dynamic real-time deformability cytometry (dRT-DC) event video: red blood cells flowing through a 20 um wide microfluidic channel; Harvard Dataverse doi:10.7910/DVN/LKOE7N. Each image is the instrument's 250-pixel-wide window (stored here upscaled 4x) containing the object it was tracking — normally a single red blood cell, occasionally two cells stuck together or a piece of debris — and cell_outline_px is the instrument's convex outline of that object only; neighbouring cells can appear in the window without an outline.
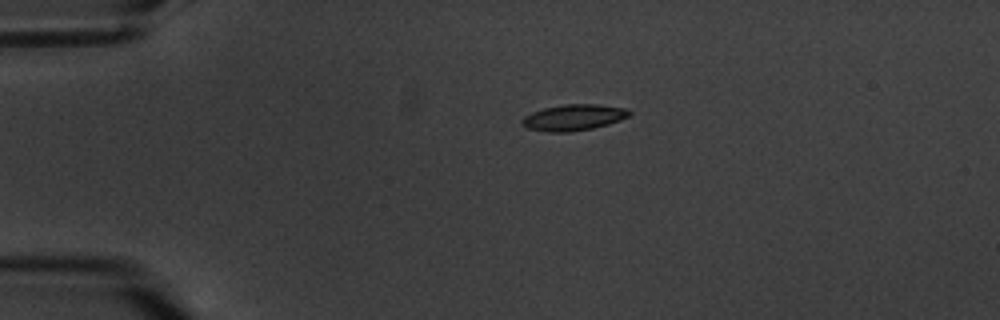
{"species": "common noctule bat (a hibernating species)", "species_latin": "Nyctalus noctula", "temperature_condition": "warm", "stored_images_in_passage": 2, "camera_frame_rate_fps": 3000, "um_per_image_px": 0.085, "animal": {"sex": "male", "body_mass_g": 20.1, "forearm_length_mm": 53.5}, "frame": {"image": 1, "passage_image": 1, "time_ms": 0.0, "image_size_px": [1000, 320], "cell_outline_px": [[632, 112], [628, 116], [620, 120], [608, 124], [592, 128], [568, 132], [548, 132], [528, 128], [520, 124], [520, 120], [524, 116], [532, 112], [544, 108], [564, 104], [596, 104], [624, 108]], "centroid_in_image_um": [48.71, 9.98], "position_along_channel_um": 36.3, "area_um2": 16.24}}